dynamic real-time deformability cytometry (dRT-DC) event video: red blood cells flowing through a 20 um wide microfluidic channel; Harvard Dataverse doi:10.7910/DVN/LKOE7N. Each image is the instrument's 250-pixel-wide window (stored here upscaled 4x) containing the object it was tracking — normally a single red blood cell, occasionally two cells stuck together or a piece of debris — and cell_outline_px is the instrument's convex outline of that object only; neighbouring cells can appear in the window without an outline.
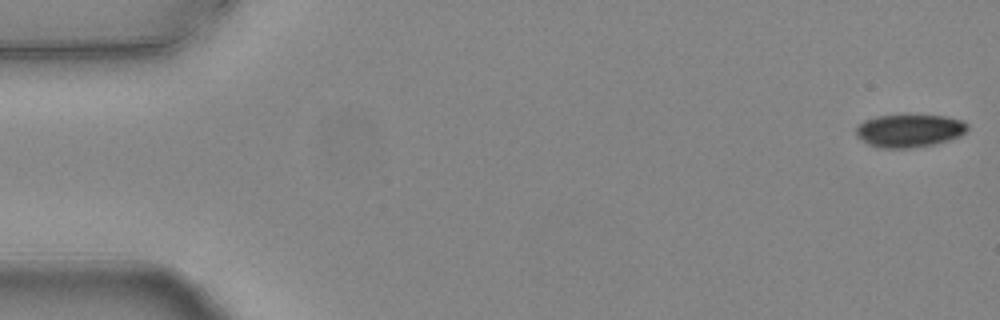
{"species": "common noctule bat (a hibernating species)", "species_latin": "Nyctalus noctula", "temperature_condition": "warm", "stored_images_in_passage": 54, "camera_frame_rate_fps": 3000, "um_per_image_px": 0.085, "animal": {"sex": "female", "body_mass_g": 24.6, "forearm_length_mm": 56.2}, "frame": {"image": 1, "passage_image": 1, "time_ms": 0.0, "image_size_px": [1000, 320], "cell_outline_px": [[968, 128], [960, 136], [936, 144], [912, 148], [880, 148], [868, 144], [856, 136], [856, 128], [864, 120], [876, 116], [944, 116], [964, 120], [968, 124]], "centroid_in_image_um": [77.3, 11.12], "position_along_channel_um": 7.7, "area_um2": 21.27}}
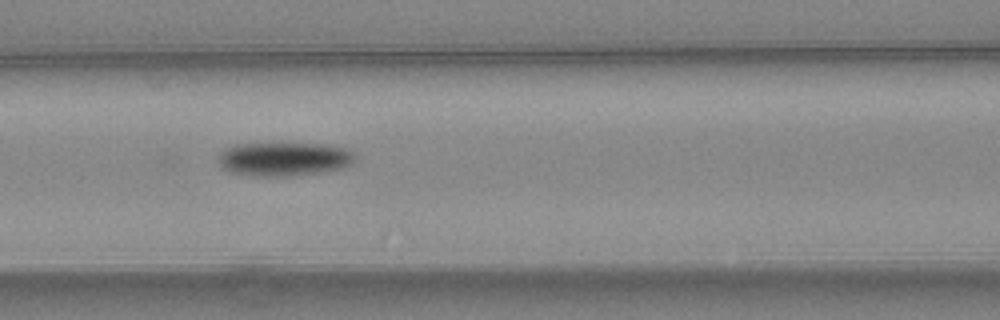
{"frame": {"image": 2, "passage_image": 23, "time_ms": 7.333, "image_size_px": [1000, 320], "cell_outline_px": [[356, 156], [348, 164], [340, 168], [320, 172], [292, 176], [248, 176], [228, 172], [220, 168], [216, 160], [220, 152], [224, 148], [236, 144], [280, 140], [328, 144], [344, 148], [352, 152]], "centroid_in_image_um": [24.01, 13.46], "position_along_channel_um": 142.6, "area_um2": 28.38}}
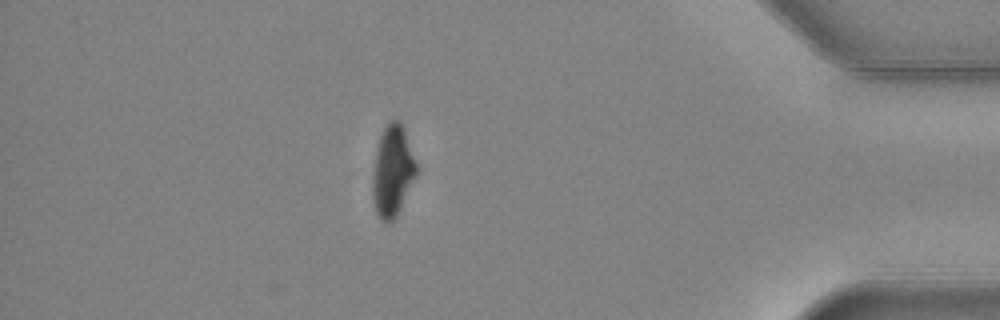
{"frame": {"image": 3, "passage_image": 47, "time_ms": 15.333, "image_size_px": [1000, 320], "cell_outline_px": [[416, 176], [396, 216], [388, 224], [384, 224], [380, 220], [376, 212], [372, 200], [372, 176], [376, 148], [380, 136], [388, 120], [400, 120], [404, 128], [416, 164]], "centroid_in_image_um": [33.33, 14.55], "position_along_channel_um": 401.9, "area_um2": 23.29}, "authors_computed_cell_mechanics": {"area_um2": 24.854, "velocity_mm_per_s": 3.7889, "shape_relaxation_time_tau1_ms": 2.7935, "shape_relaxation_time_tau2_ms": null, "deformation_change_tau1": 0.1402, "deformation_change_tau2": null}}